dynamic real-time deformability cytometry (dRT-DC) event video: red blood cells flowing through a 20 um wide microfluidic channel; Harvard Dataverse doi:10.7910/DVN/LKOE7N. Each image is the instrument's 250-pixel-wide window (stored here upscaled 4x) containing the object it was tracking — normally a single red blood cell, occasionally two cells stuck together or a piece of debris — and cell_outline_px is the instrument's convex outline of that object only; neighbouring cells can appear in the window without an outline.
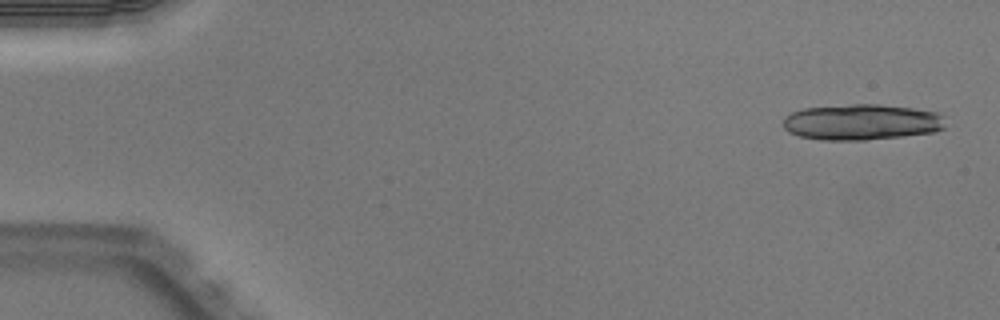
{"species": "Egyptian fruit bat (a non-hibernating species)", "species_latin": "Rousettus aegyptiacus", "temperature_condition": "warm", "stored_images_in_passage": 8, "camera_frame_rate_fps": 3000, "um_per_image_px": 0.085, "animal": {"sex": "male"}, "frame": {"image": 1, "passage_image": 2, "time_ms": 0.333, "image_size_px": [1000, 320], "cell_outline_px": [[944, 128], [936, 132], [904, 136], [864, 140], [820, 140], [800, 136], [788, 132], [784, 128], [784, 116], [792, 112], [804, 108], [848, 104], [880, 104], [912, 108], [936, 112], [944, 116]], "centroid_in_image_um": [73.24, 10.38], "position_along_channel_um": 11.8, "area_um2": 34.16}}